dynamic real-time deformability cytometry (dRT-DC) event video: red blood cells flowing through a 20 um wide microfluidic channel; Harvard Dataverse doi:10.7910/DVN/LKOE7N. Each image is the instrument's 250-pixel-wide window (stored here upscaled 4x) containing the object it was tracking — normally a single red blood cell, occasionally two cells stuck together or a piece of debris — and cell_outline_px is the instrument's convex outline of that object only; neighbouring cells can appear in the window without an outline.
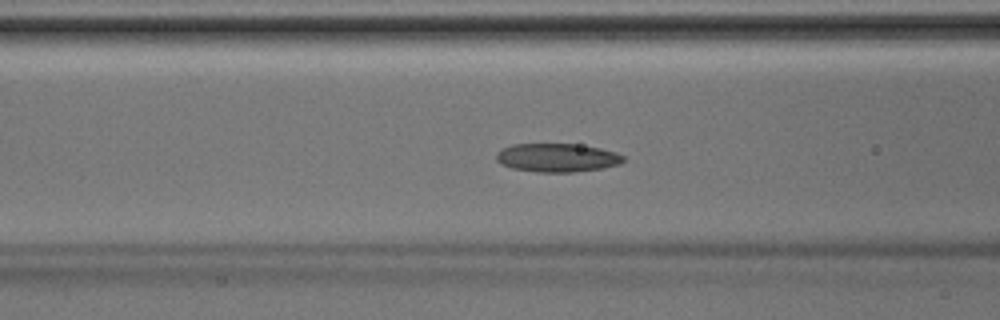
{"species": "Egyptian fruit bat (a non-hibernating species)", "species_latin": "Rousettus aegyptiacus", "temperature_condition": "room temperature", "stored_images_in_passage": 44, "camera_frame_rate_fps": 3000, "um_per_image_px": 0.085, "animal": {"sex": "male"}, "frame": {"image": 1, "passage_image": 18, "time_ms": 5.667, "image_size_px": [1000, 320], "cell_outline_px": [[624, 160], [620, 164], [604, 168], [572, 172], [536, 172], [512, 168], [500, 164], [496, 160], [496, 152], [512, 144], [576, 144], [600, 148], [616, 152], [624, 156]], "centroid_in_image_um": [47.35, 13.4], "position_along_channel_um": 119.3, "area_um2": 21.21}}
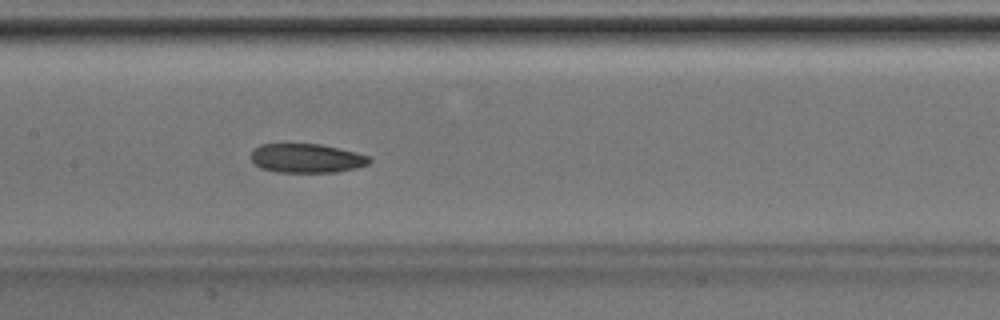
{"frame": {"image": 2, "passage_image": 22, "time_ms": 7.0, "image_size_px": [1000, 320], "cell_outline_px": [[372, 160], [368, 164], [356, 168], [336, 172], [276, 172], [260, 168], [252, 160], [252, 148], [260, 144], [320, 144], [372, 156]], "centroid_in_image_um": [26.07, 13.45], "position_along_channel_um": 181.3, "area_um2": 20.11}}
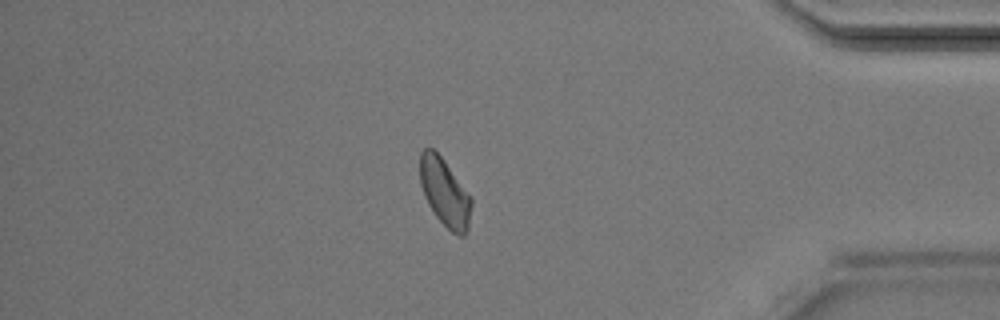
{"frame": {"image": 3, "passage_image": 38, "time_ms": 12.333, "image_size_px": [1000, 320], "cell_outline_px": [[472, 204], [468, 232], [464, 236], [460, 236], [452, 232], [436, 216], [428, 204], [424, 196], [420, 184], [420, 152], [424, 148], [432, 148], [444, 160], [472, 196]], "centroid_in_image_um": [37.82, 16.37], "position_along_channel_um": 397.4, "area_um2": 20.46}}